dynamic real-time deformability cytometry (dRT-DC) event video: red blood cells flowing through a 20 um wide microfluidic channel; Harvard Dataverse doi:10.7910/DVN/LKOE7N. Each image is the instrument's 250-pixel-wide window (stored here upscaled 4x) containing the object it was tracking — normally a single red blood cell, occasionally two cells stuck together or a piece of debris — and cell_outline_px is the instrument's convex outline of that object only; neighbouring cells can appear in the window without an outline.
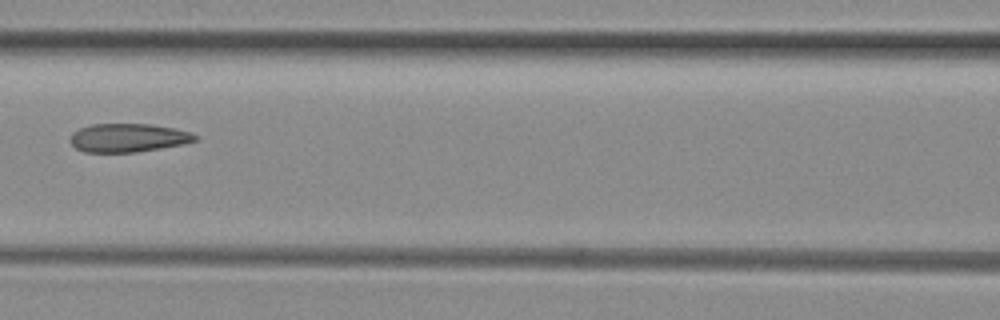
{"species": "common noctule bat (a hibernating species)", "species_latin": "Nyctalus noctula", "temperature_condition": "room temperature", "stored_images_in_passage": 6, "camera_frame_rate_fps": 3000, "um_per_image_px": 0.085, "animal": {"sex": "female", "body_mass_g": 29.2, "forearm_length_mm": 56.3}, "frame": {"image": 1, "passage_image": 6, "time_ms": 1.667, "image_size_px": [1000, 320], "cell_outline_px": [[196, 140], [184, 144], [136, 152], [84, 152], [76, 148], [68, 140], [72, 132], [80, 128], [92, 124], [152, 124], [176, 128], [192, 132], [196, 136]], "centroid_in_image_um": [10.88, 11.7], "position_along_channel_um": 155.7, "area_um2": 20.87}}